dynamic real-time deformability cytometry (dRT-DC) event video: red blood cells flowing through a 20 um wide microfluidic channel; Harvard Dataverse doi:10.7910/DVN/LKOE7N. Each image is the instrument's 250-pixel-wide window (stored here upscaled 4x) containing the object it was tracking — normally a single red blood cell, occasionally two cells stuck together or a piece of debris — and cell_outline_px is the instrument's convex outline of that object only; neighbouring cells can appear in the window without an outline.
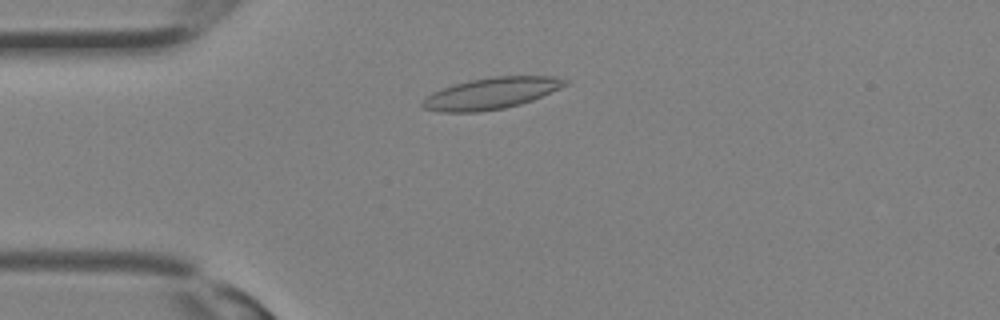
{"species": "Egyptian fruit bat (a non-hibernating species)", "species_latin": "Rousettus aegyptiacus", "temperature_condition": "room temperature", "stored_images_in_passage": 25, "camera_frame_rate_fps": 3000, "um_per_image_px": 0.085, "animal": {"sex": "female"}, "frame": {"image": 1, "passage_image": 1, "time_ms": 0.0, "image_size_px": [1000, 320], "cell_outline_px": [[568, 84], [560, 88], [532, 100], [520, 104], [504, 108], [480, 112], [440, 112], [424, 108], [420, 104], [432, 92], [452, 84], [472, 80], [496, 76], [552, 76], [568, 80]], "centroid_in_image_um": [41.75, 7.93], "position_along_channel_um": 43.3, "area_um2": 25.95}}
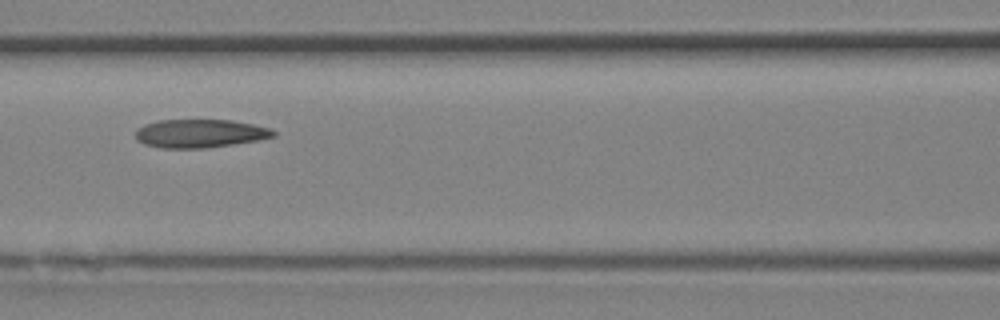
{"frame": {"image": 2, "passage_image": 7, "time_ms": 2.0, "image_size_px": [1000, 320], "cell_outline_px": [[276, 136], [260, 140], [204, 148], [160, 148], [144, 144], [136, 140], [136, 128], [144, 124], [160, 120], [232, 120], [272, 128], [276, 132]], "centroid_in_image_um": [17.0, 11.34], "position_along_channel_um": 149.6, "area_um2": 22.95}}
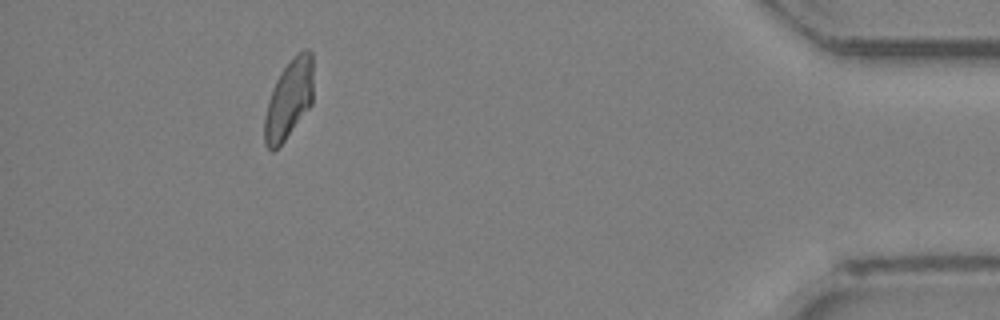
{"frame": {"image": 3, "passage_image": 22, "time_ms": 7.0, "image_size_px": [1000, 320], "cell_outline_px": [[312, 104], [284, 140], [272, 152], [264, 144], [264, 116], [268, 100], [272, 88], [280, 72], [304, 48], [308, 48], [312, 52]], "centroid_in_image_um": [24.54, 8.45], "position_along_channel_um": 410.7, "area_um2": 22.2}}